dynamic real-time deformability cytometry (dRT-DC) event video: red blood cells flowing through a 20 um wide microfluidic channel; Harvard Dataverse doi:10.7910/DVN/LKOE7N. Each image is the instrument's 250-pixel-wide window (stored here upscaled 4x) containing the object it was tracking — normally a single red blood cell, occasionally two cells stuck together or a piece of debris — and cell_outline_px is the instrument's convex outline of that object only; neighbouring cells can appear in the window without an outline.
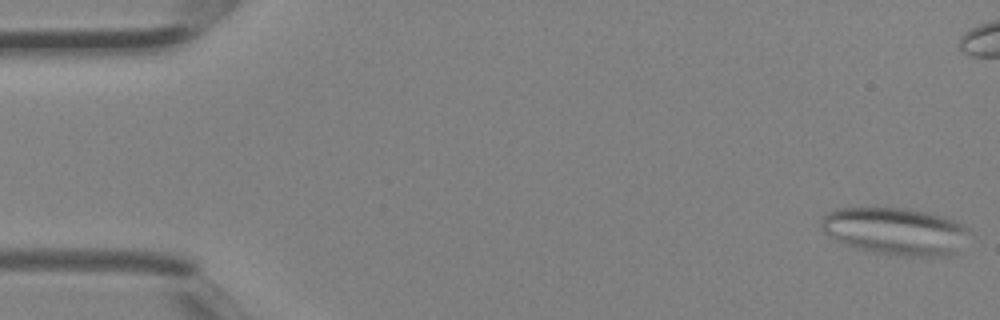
{"species": "Egyptian fruit bat (a non-hibernating species)", "species_latin": "Rousettus aegyptiacus", "temperature_condition": "room temperature", "stored_images_in_passage": 6, "camera_frame_rate_fps": 3000, "um_per_image_px": 0.085, "animal": {"sex": "female"}, "frame": {"image": 1, "passage_image": 1, "time_ms": 0.0, "image_size_px": [1000, 320], "cell_outline_px": [[968, 232], [960, 252], [952, 256], [900, 256], [876, 252], [860, 248], [836, 240], [824, 232], [820, 224], [820, 220], [828, 212], [836, 208], [904, 208], [928, 212], [956, 220], [964, 224], [968, 228]], "centroid_in_image_um": [76.17, 19.65], "position_along_channel_um": 8.8, "area_um2": 40.86}}
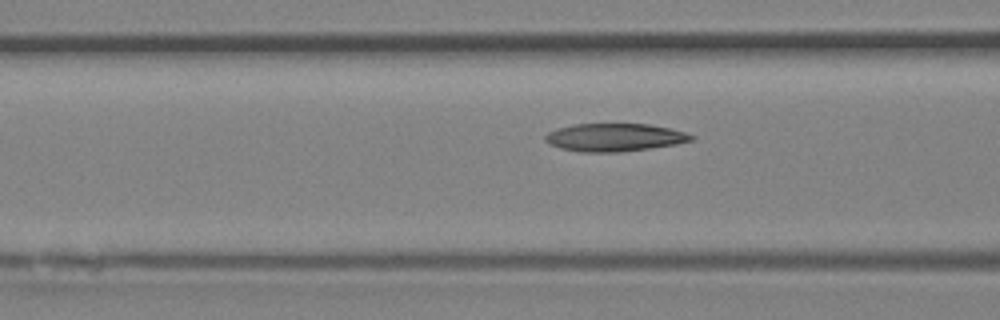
{"frame": {"image": 2, "passage_image": 6, "time_ms": 1.667, "image_size_px": [1000, 320], "cell_outline_px": [[696, 140], [676, 144], [620, 152], [580, 152], [560, 148], [548, 144], [544, 140], [544, 136], [548, 132], [556, 128], [576, 124], [648, 124], [668, 128], [684, 132], [696, 136]], "centroid_in_image_um": [52.21, 11.68], "position_along_channel_um": 114.4, "area_um2": 23.81}}